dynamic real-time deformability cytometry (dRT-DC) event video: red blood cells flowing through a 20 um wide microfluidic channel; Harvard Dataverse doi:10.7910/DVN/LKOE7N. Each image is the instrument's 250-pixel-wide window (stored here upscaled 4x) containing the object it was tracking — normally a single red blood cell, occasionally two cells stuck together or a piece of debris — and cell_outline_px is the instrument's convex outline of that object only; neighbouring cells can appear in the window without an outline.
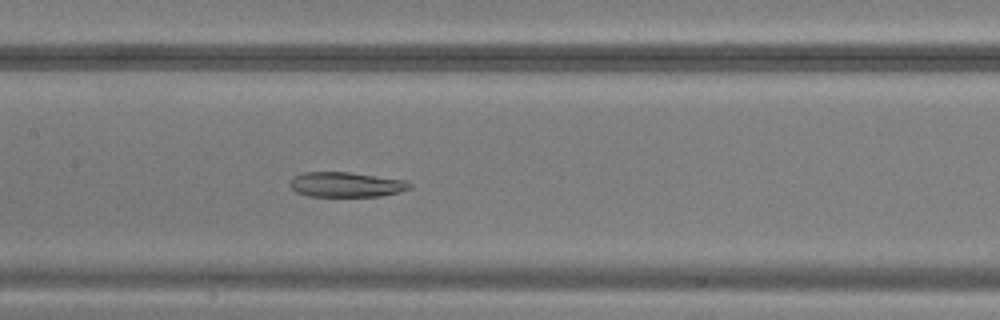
{"species": "common noctule bat (a hibernating species)", "species_latin": "Nyctalus noctula", "temperature_condition": "warm", "stored_images_in_passage": 49, "camera_frame_rate_fps": 3000, "um_per_image_px": 0.085, "animal": {"sex": "male", "body_mass_g": 20.5, "forearm_length_mm": 52.5}, "frame": {"image": 1, "passage_image": 24, "time_ms": 7.667, "image_size_px": [1000, 320], "cell_outline_px": [[412, 188], [400, 192], [380, 196], [308, 196], [296, 192], [288, 184], [292, 176], [304, 172], [348, 172], [404, 180], [412, 184]], "centroid_in_image_um": [29.39, 15.69], "position_along_channel_um": 178.0, "area_um2": 17.46}}
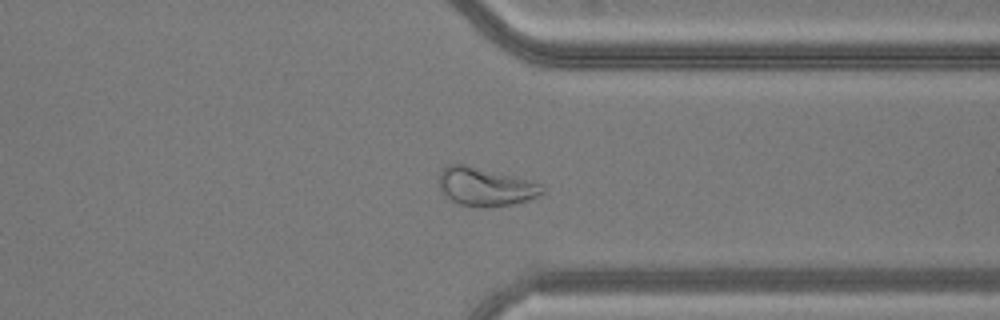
{"frame": {"image": 2, "passage_image": 38, "time_ms": 12.333, "image_size_px": [1000, 320], "cell_outline_px": [[544, 192], [528, 200], [512, 204], [488, 208], [484, 208], [460, 204], [452, 200], [440, 188], [440, 168], [448, 164], [464, 164], [544, 184]], "centroid_in_image_um": [41.26, 15.87], "position_along_channel_um": 370.1, "area_um2": 22.83}}
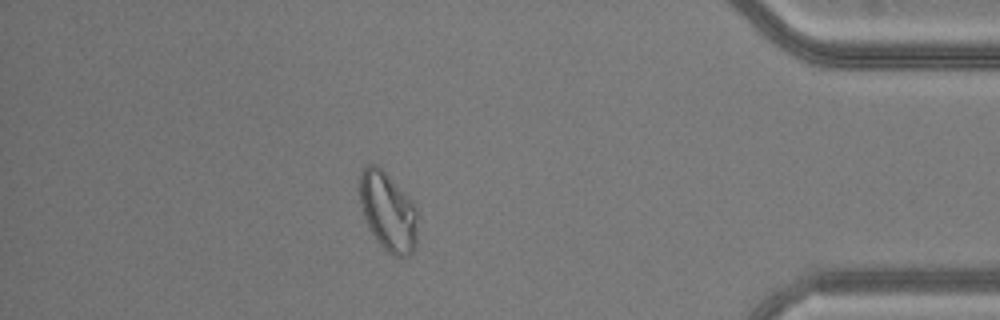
{"frame": {"image": 3, "passage_image": 43, "time_ms": 14.0, "image_size_px": [1000, 320], "cell_outline_px": [[416, 248], [408, 256], [396, 256], [388, 252], [376, 240], [364, 216], [360, 204], [360, 172], [368, 164], [376, 164], [388, 176], [416, 208]], "centroid_in_image_um": [32.96, 18.01], "position_along_channel_um": 402.2, "area_um2": 25.84}}